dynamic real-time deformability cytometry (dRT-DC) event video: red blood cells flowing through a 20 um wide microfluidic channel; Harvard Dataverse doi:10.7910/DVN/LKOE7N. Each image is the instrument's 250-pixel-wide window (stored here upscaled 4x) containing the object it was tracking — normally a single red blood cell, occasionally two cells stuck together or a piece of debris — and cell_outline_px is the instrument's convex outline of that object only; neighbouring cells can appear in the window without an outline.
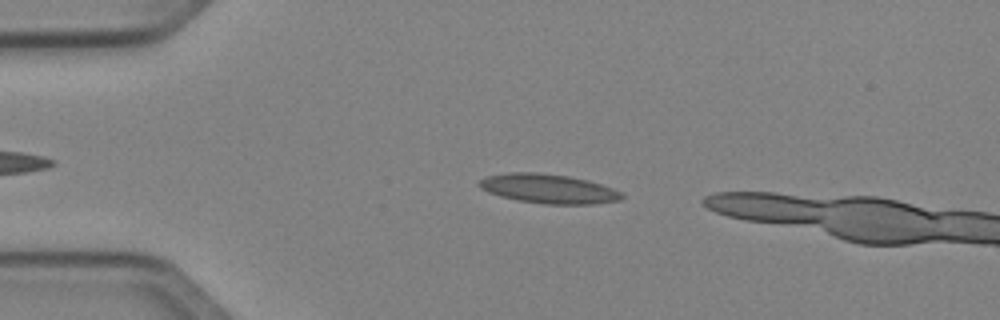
{"species": "Egyptian fruit bat (a non-hibernating species)", "species_latin": "Rousettus aegyptiacus", "temperature_condition": "cold", "stored_images_in_passage": 9, "camera_frame_rate_fps": 3000, "um_per_image_px": 0.085, "animal": {"sex": "female"}, "frame": {"image": 1, "passage_image": 6, "time_ms": 1.667, "image_size_px": [1000, 320], "cell_outline_px": [[624, 196], [620, 200], [596, 204], [544, 204], [516, 200], [500, 196], [488, 192], [480, 188], [476, 184], [484, 176], [508, 172], [536, 172], [568, 176], [588, 180], [612, 188], [620, 192]], "centroid_in_image_um": [46.57, 16.04], "position_along_channel_um": 38.4, "area_um2": 24.51}}